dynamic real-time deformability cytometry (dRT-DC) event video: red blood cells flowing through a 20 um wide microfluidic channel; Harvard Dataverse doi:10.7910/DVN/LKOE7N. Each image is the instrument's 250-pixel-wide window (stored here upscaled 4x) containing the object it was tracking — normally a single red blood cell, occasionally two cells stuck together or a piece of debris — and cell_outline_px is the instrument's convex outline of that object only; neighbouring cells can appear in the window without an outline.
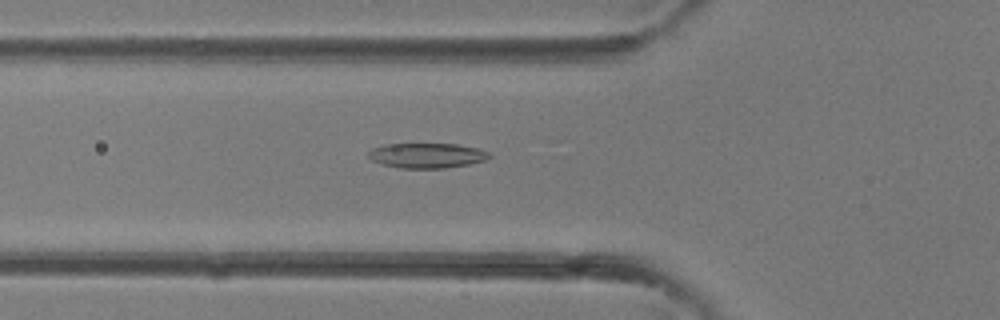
{"species": "common noctule bat (a hibernating species)", "species_latin": "Nyctalus noctula", "temperature_condition": "room temperature", "stored_images_in_passage": 39, "camera_frame_rate_fps": 3000, "um_per_image_px": 0.085, "animal": {"sex": "female"}, "frame": {"image": 1, "passage_image": 15, "time_ms": 4.667, "image_size_px": [1000, 320], "cell_outline_px": [[492, 156], [484, 160], [468, 164], [444, 168], [400, 168], [384, 164], [372, 160], [368, 156], [368, 152], [372, 148], [384, 144], [456, 144], [476, 148], [488, 152]], "centroid_in_image_um": [36.26, 13.21], "position_along_channel_um": 89.5, "area_um2": 17.4}}
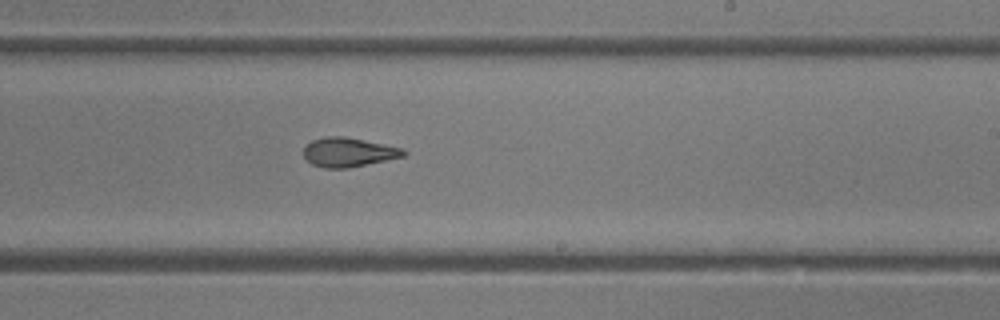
{"frame": {"image": 2, "passage_image": 25, "time_ms": 8.0, "image_size_px": [1000, 320], "cell_outline_px": [[408, 152], [404, 156], [348, 168], [324, 168], [312, 164], [304, 156], [304, 144], [312, 140], [324, 136], [344, 136], [404, 148]], "centroid_in_image_um": [29.6, 12.93], "position_along_channel_um": 259.4, "area_um2": 17.05}}
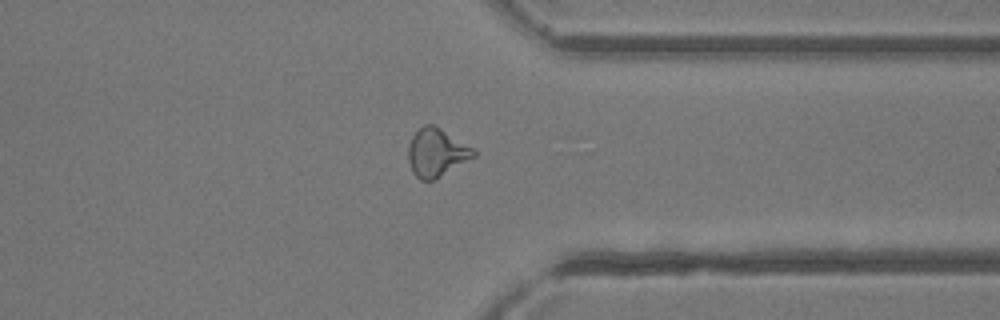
{"frame": {"image": 3, "passage_image": 32, "time_ms": 10.333, "image_size_px": [1000, 320], "cell_outline_px": [[476, 156], [440, 176], [432, 180], [420, 180], [412, 172], [408, 160], [408, 144], [412, 136], [424, 124], [432, 124], [440, 128], [472, 148], [476, 152]], "centroid_in_image_um": [37.07, 12.97], "position_along_channel_um": 374.3, "area_um2": 18.03}}